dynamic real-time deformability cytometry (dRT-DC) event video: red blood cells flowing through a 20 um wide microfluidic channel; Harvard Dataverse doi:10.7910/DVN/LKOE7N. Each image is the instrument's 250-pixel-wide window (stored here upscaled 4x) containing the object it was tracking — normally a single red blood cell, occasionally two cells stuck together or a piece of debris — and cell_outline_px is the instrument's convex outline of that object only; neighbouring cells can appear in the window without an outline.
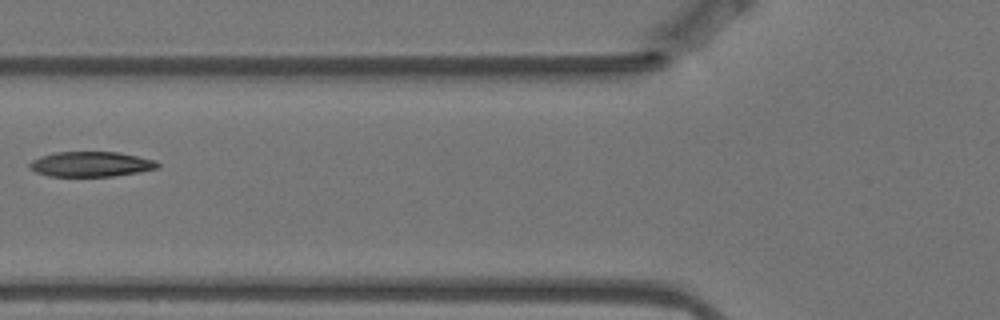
{"species": "Egyptian fruit bat (a non-hibernating species)", "species_latin": "Rousettus aegyptiacus", "temperature_condition": "warm", "stored_images_in_passage": 4, "camera_frame_rate_fps": 3000, "um_per_image_px": 0.085, "animal": {"sex": "female"}, "frame": {"image": 1, "passage_image": 4, "time_ms": 1.0, "image_size_px": [1000, 320], "cell_outline_px": [[160, 168], [140, 172], [112, 176], [48, 176], [36, 172], [28, 164], [32, 160], [40, 156], [56, 152], [116, 152], [156, 160], [160, 164]], "centroid_in_image_um": [7.76, 13.95], "position_along_channel_um": 118.0, "area_um2": 18.67}}